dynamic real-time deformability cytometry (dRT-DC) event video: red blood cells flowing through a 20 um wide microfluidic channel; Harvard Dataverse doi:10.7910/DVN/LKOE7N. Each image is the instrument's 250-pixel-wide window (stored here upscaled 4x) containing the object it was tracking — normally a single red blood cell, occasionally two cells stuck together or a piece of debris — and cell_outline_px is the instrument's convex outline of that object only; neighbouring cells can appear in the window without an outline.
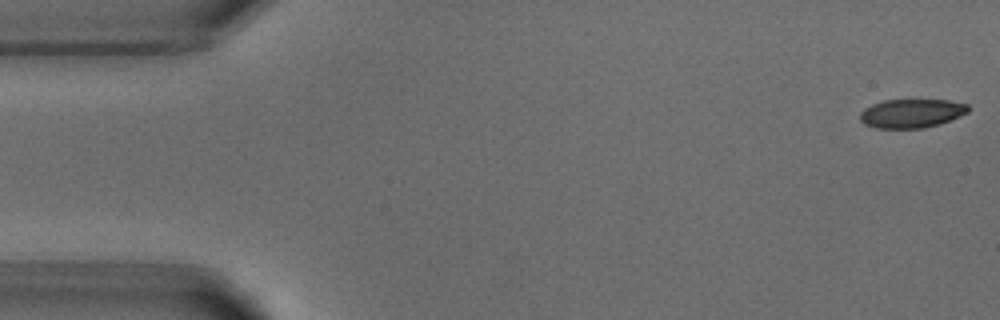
{"species": "common noctule bat (a hibernating species)", "species_latin": "Nyctalus noctula", "temperature_condition": "warm", "stored_images_in_passage": 4, "camera_frame_rate_fps": 3000, "um_per_image_px": 0.085, "animal": {"sex": "male", "body_mass_g": 18.8}, "frame": {"image": 1, "passage_image": 1, "time_ms": 0.0, "image_size_px": [1000, 320], "cell_outline_px": [[968, 112], [960, 116], [940, 124], [924, 128], [876, 128], [864, 124], [860, 120], [860, 112], [864, 108], [872, 104], [884, 100], [948, 100], [968, 104]], "centroid_in_image_um": [77.47, 9.64], "position_along_channel_um": 7.5, "area_um2": 18.21}}
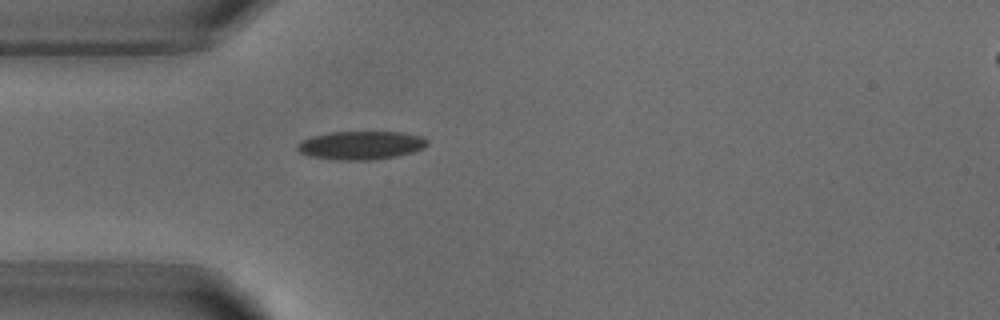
{"frame": {"image": 2, "passage_image": 4, "time_ms": 4.333, "image_size_px": [1000, 320], "cell_outline_px": [[428, 144], [424, 148], [412, 152], [396, 156], [372, 160], [336, 160], [308, 156], [300, 152], [296, 148], [296, 144], [312, 136], [328, 132], [400, 132], [424, 136], [428, 140]], "centroid_in_image_um": [30.69, 12.35], "position_along_channel_um": 54.3, "area_um2": 21.68}}